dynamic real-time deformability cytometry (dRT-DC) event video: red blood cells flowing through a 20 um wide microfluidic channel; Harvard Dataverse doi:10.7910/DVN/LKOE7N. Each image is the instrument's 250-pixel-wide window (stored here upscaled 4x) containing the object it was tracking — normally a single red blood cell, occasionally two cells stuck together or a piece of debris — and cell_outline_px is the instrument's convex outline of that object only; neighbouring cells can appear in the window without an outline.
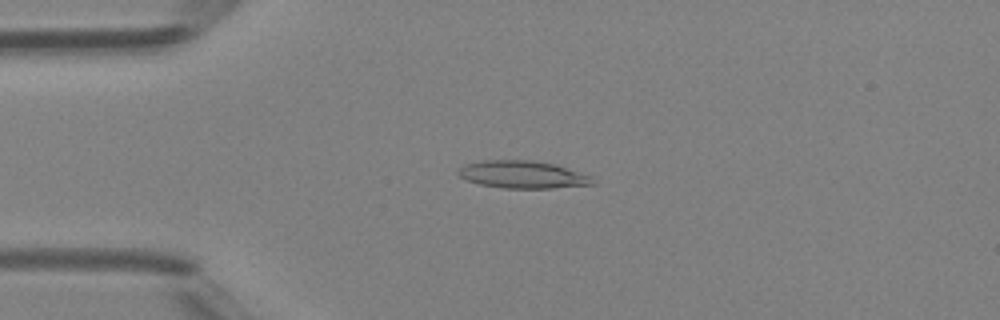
{"species": "Egyptian fruit bat (a non-hibernating species)", "species_latin": "Rousettus aegyptiacus", "temperature_condition": "room temperature", "stored_images_in_passage": 40, "camera_frame_rate_fps": 3000, "um_per_image_px": 0.085, "animal": {"sex": "female"}, "frame": {"image": 1, "passage_image": 5, "time_ms": 1.333, "image_size_px": [1000, 320], "cell_outline_px": [[592, 184], [552, 188], [504, 188], [480, 184], [468, 180], [460, 176], [456, 172], [460, 168], [468, 164], [484, 160], [532, 160], [556, 164], [592, 176]], "centroid_in_image_um": [44.43, 14.83], "position_along_channel_um": 40.6, "area_um2": 21.27}}
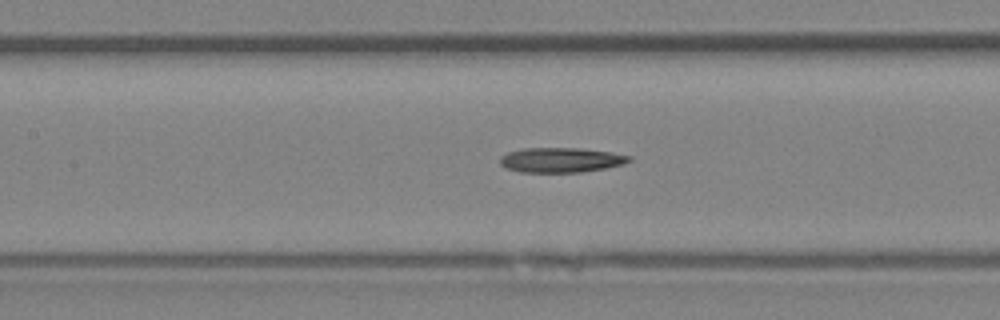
{"frame": {"image": 2, "passage_image": 15, "time_ms": 4.667, "image_size_px": [1000, 320], "cell_outline_px": [[632, 160], [620, 164], [604, 168], [580, 172], [520, 172], [504, 168], [500, 164], [500, 156], [508, 152], [524, 148], [580, 148], [612, 152], [632, 156]], "centroid_in_image_um": [47.64, 13.59], "position_along_channel_um": 159.8, "area_um2": 18.67}}
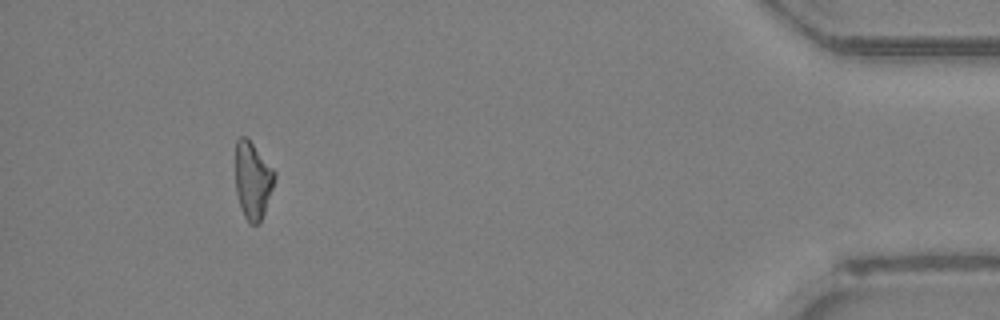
{"frame": {"image": 3, "passage_image": 37, "time_ms": 12.0, "image_size_px": [1000, 320], "cell_outline_px": [[276, 176], [260, 224], [252, 224], [244, 216], [240, 208], [236, 192], [236, 140], [240, 136], [248, 136], [276, 172]], "centroid_in_image_um": [21.48, 15.28], "position_along_channel_um": 413.7, "area_um2": 17.69}}